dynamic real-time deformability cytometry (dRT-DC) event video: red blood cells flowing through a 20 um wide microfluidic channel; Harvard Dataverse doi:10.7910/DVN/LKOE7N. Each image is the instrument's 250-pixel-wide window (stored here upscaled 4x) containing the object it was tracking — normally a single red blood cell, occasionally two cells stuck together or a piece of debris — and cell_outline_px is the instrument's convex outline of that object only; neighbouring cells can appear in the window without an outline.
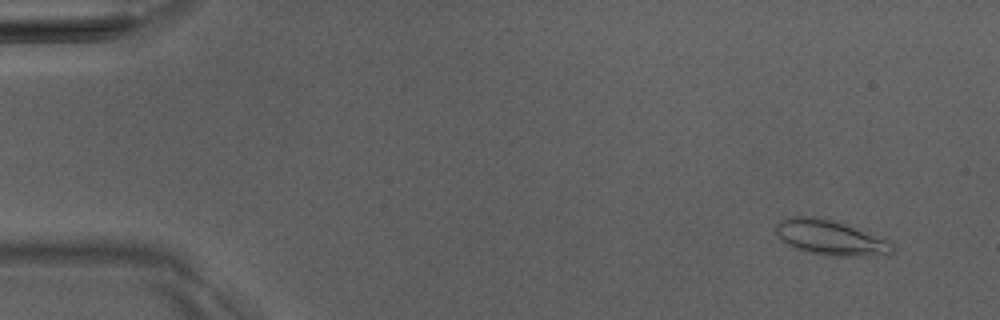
{"species": "Egyptian fruit bat (a non-hibernating species)", "species_latin": "Rousettus aegyptiacus", "temperature_condition": "room temperature", "stored_images_in_passage": 5, "camera_frame_rate_fps": 3000, "um_per_image_px": 0.085, "animal": {"sex": "male"}, "frame": {"image": 1, "passage_image": 5, "time_ms": 5.0, "image_size_px": [1000, 320], "cell_outline_px": [[896, 248], [892, 256], [824, 256], [808, 252], [796, 248], [780, 240], [776, 236], [776, 224], [780, 220], [788, 216], [816, 216], [832, 220], [844, 224], [888, 240], [896, 244]], "centroid_in_image_um": [70.63, 20.22], "position_along_channel_um": 14.4, "area_um2": 24.28}}